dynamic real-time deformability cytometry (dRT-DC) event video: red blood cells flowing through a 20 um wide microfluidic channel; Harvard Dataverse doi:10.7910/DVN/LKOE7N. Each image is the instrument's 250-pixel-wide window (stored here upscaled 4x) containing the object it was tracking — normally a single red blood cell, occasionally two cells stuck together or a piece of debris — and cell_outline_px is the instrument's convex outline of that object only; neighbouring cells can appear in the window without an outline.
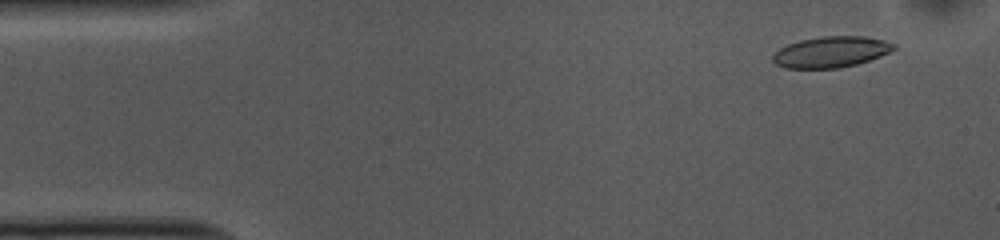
{"species": "common noctule bat (a hibernating species)", "species_latin": "Nyctalus noctula", "temperature_condition": "cold", "stored_images_in_passage": 53, "camera_frame_rate_fps": 3000, "um_per_image_px": 0.085, "animal": {"sex": "female", "body_mass_g": 10.0, "forearm_length_mm": 53.1}, "frame": {"image": 1, "passage_image": 4, "time_ms": 1.0, "image_size_px": [1000, 240], "cell_outline_px": [[896, 48], [880, 56], [856, 64], [840, 68], [784, 68], [776, 64], [772, 60], [772, 56], [780, 48], [788, 44], [800, 40], [824, 36], [864, 36], [884, 40], [896, 44]], "centroid_in_image_um": [70.63, 4.41], "position_along_channel_um": 14.4, "area_um2": 21.73}}
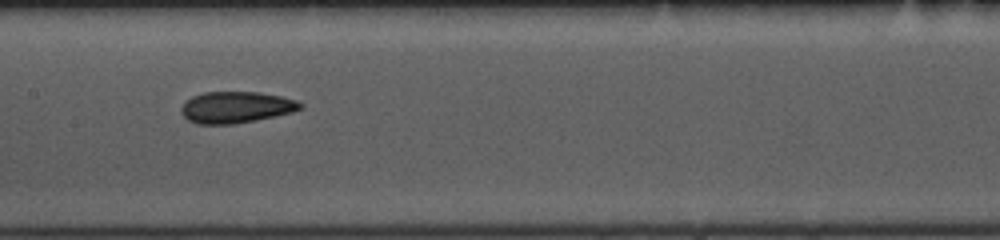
{"frame": {"image": 2, "passage_image": 25, "time_ms": 8.0, "image_size_px": [1000, 240], "cell_outline_px": [[304, 104], [300, 108], [292, 112], [256, 120], [232, 124], [196, 124], [188, 120], [180, 112], [180, 108], [192, 96], [204, 92], [256, 92], [280, 96], [296, 100]], "centroid_in_image_um": [20.04, 9.12], "position_along_channel_um": 187.4, "area_um2": 21.68}}
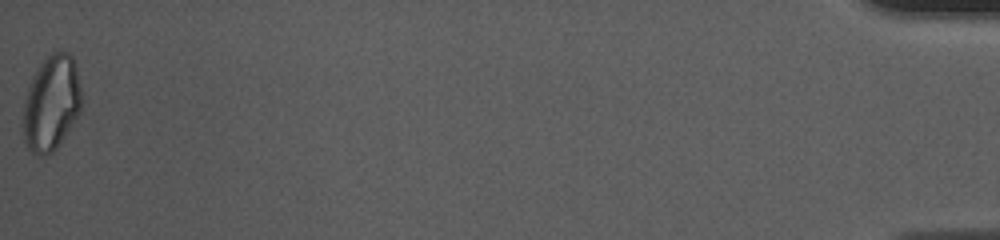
{"frame": {"image": 3, "passage_image": 53, "time_ms": 17.333, "image_size_px": [1000, 240], "cell_outline_px": [[80, 112], [56, 148], [52, 152], [40, 156], [36, 156], [28, 148], [24, 140], [24, 100], [32, 76], [36, 68], [52, 52], [68, 52], [72, 56], [76, 68], [80, 88]], "centroid_in_image_um": [4.35, 8.76], "position_along_channel_um": 430.9, "area_um2": 31.96}, "authors_computed_cell_mechanics": {"area_um2": 22.1374, "velocity_mm_per_s": 3.7129, "shape_relaxation_time_tau1_ms": 10.7159, "shape_relaxation_time_tau2_ms": 2.876, "deformation_change_tau1": 0.2147, "deformation_change_tau2": 0.0796}}